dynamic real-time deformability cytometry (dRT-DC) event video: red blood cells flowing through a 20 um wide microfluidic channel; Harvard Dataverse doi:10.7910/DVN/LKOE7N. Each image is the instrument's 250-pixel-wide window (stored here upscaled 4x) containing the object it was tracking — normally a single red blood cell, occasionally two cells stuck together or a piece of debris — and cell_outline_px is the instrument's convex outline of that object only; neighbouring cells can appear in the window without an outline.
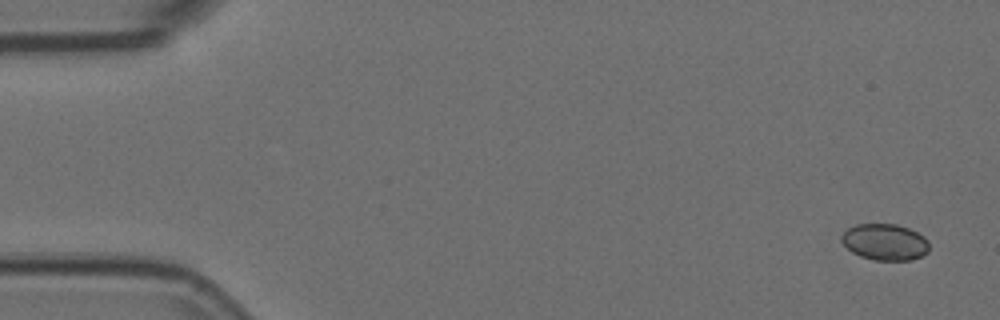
{"species": "Egyptian fruit bat (a non-hibernating species)", "species_latin": "Rousettus aegyptiacus", "temperature_condition": "room temperature", "stored_images_in_passage": 4, "camera_frame_rate_fps": 3000, "um_per_image_px": 0.085, "animal": {"sex": "female"}, "frame": {"image": 1, "passage_image": 1, "time_ms": 0.0, "image_size_px": [1000, 320], "cell_outline_px": [[928, 252], [912, 260], [876, 260], [860, 256], [852, 252], [840, 240], [840, 236], [848, 228], [856, 224], [896, 224], [908, 228], [924, 236], [928, 240]], "centroid_in_image_um": [75.21, 20.57], "position_along_channel_um": 9.8, "area_um2": 18.55}}
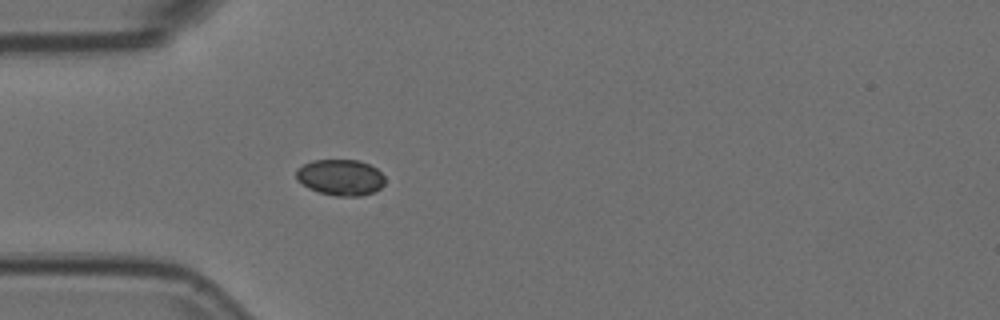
{"frame": {"image": 2, "passage_image": 4, "time_ms": 1.0, "image_size_px": [1000, 320], "cell_outline_px": [[384, 184], [380, 188], [372, 192], [360, 196], [336, 196], [320, 192], [308, 188], [296, 180], [296, 168], [312, 160], [360, 160], [376, 168], [384, 176]], "centroid_in_image_um": [28.92, 15.07], "position_along_channel_um": 56.1, "area_um2": 18.67}}